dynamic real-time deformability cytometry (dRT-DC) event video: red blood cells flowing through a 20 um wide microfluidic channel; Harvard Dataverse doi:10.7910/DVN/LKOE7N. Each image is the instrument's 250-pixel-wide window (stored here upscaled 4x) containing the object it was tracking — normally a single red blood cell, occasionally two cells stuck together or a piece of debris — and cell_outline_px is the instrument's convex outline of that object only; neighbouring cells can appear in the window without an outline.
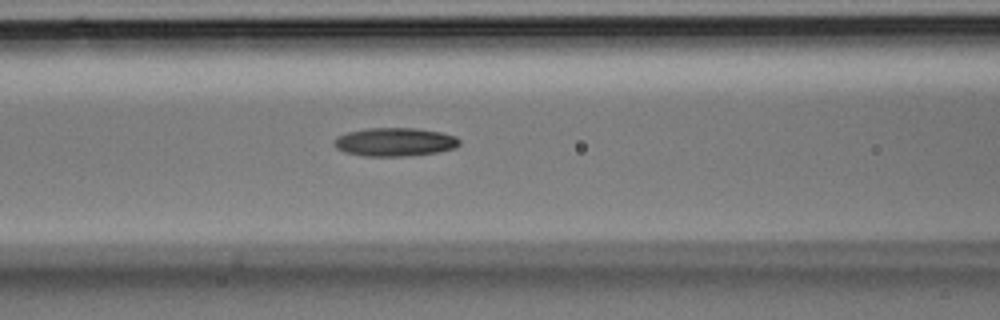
{"species": "Egyptian fruit bat (a non-hibernating species)", "species_latin": "Rousettus aegyptiacus", "temperature_condition": "room temperature", "stored_images_in_passage": 34, "camera_frame_rate_fps": 3000, "um_per_image_px": 0.085, "animal": {"sex": "male"}, "frame": {"image": 1, "passage_image": 13, "time_ms": 4.0, "image_size_px": [1000, 320], "cell_outline_px": [[460, 144], [456, 148], [436, 152], [404, 156], [364, 156], [344, 152], [336, 148], [332, 140], [336, 136], [348, 132], [368, 128], [416, 128], [440, 132], [456, 136], [460, 140]], "centroid_in_image_um": [33.54, 12.06], "position_along_channel_um": 133.1, "area_um2": 20.87}}
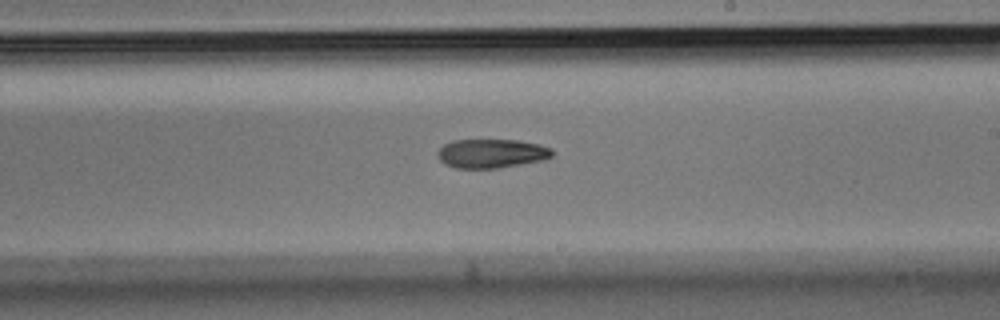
{"frame": {"image": 2, "passage_image": 19, "time_ms": 6.0, "image_size_px": [1000, 320], "cell_outline_px": [[552, 156], [544, 160], [496, 168], [456, 168], [440, 160], [436, 156], [436, 152], [444, 144], [452, 140], [516, 140], [540, 144], [552, 148]], "centroid_in_image_um": [41.77, 13.03], "position_along_channel_um": 247.2, "area_um2": 19.31}}
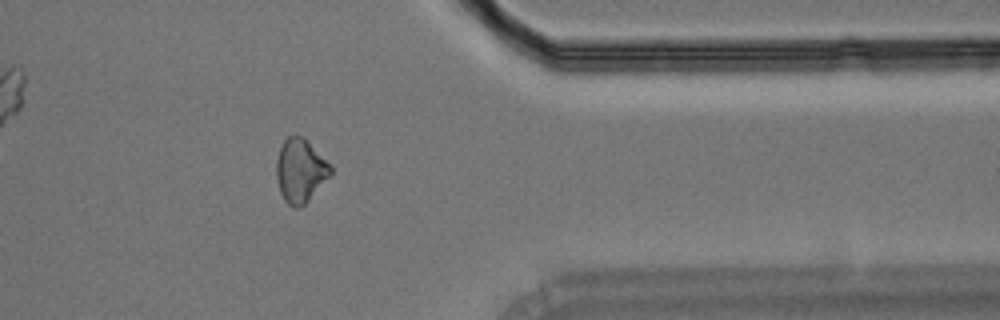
{"frame": {"image": 3, "passage_image": 27, "time_ms": 8.667, "image_size_px": [1000, 320], "cell_outline_px": [[332, 172], [308, 200], [300, 208], [292, 208], [284, 200], [280, 192], [276, 176], [276, 160], [280, 148], [284, 140], [288, 136], [304, 136], [332, 164]], "centroid_in_image_um": [25.53, 14.48], "position_along_channel_um": 385.9, "area_um2": 20.17}}